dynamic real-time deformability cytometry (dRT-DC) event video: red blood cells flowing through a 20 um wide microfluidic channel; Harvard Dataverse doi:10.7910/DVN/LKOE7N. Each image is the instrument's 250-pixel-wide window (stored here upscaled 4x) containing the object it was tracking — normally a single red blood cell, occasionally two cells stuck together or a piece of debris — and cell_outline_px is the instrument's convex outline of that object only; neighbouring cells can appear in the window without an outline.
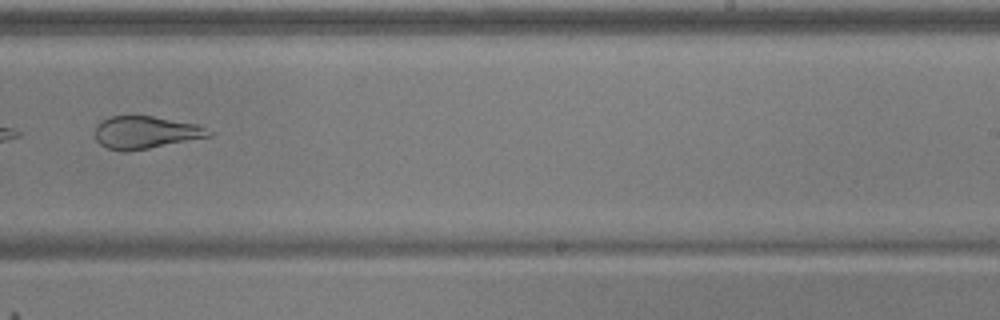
{"species": "common noctule bat (a hibernating species)", "species_latin": "Nyctalus noctula", "temperature_condition": "warm", "stored_images_in_passage": 9, "camera_frame_rate_fps": 3000, "um_per_image_px": 0.085, "animal": {"sex": "male", "body_mass_g": 17.9, "forearm_length_mm": 54.2}, "frame": {"image": 1, "passage_image": 9, "time_ms": 2.667, "image_size_px": [1000, 320], "cell_outline_px": [[212, 136], [128, 152], [120, 152], [108, 148], [100, 144], [96, 140], [96, 124], [100, 120], [108, 116], [152, 116], [196, 124], [212, 132]], "centroid_in_image_um": [12.32, 11.26], "position_along_channel_um": 276.7, "area_um2": 21.56}}